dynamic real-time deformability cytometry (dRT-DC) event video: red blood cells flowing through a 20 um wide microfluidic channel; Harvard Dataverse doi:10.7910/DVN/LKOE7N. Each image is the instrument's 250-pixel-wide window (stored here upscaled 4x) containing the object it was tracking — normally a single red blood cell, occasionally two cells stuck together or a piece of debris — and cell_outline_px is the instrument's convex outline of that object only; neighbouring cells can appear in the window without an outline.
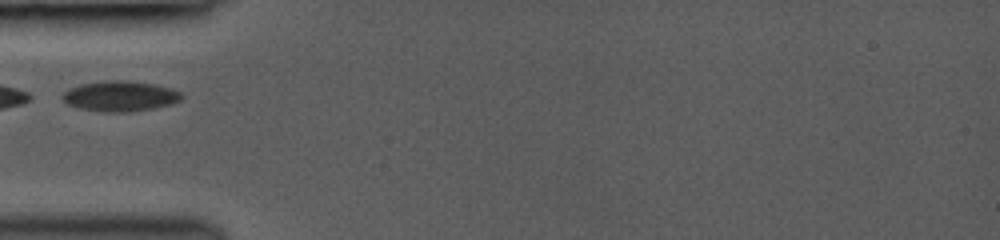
{"species": "common noctule bat (a hibernating species)", "species_latin": "Nyctalus noctula", "temperature_condition": "room temperature", "stored_images_in_passage": 15, "camera_frame_rate_fps": 3000, "um_per_image_px": 0.085, "animal": {"sex": "female", "body_mass_g": 19.0, "forearm_length_mm": 53.3}, "frame": {"image": 1, "passage_image": 1, "time_ms": 0.0, "image_size_px": [1000, 240], "cell_outline_px": [[184, 96], [180, 100], [172, 104], [152, 108], [128, 112], [104, 112], [80, 108], [68, 104], [60, 96], [68, 88], [80, 84], [108, 80], [128, 80], [152, 84], [172, 88], [180, 92]], "centroid_in_image_um": [10.2, 8.16], "position_along_channel_um": 74.8, "area_um2": 21.1}}